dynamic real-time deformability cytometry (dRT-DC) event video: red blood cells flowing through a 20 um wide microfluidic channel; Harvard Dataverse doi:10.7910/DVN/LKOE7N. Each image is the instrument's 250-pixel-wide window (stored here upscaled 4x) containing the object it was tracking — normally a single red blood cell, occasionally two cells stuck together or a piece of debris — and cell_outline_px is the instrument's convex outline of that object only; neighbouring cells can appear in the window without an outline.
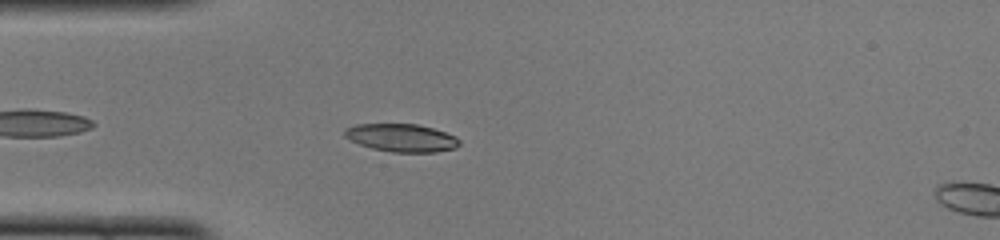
{"species": "common noctule bat (a hibernating species)", "species_latin": "Nyctalus noctula", "temperature_condition": "cold", "stored_images_in_passage": 40, "camera_frame_rate_fps": 3000, "um_per_image_px": 0.085, "animal": {"sex": "female", "body_mass_g": 22.0, "forearm_length_mm": 56.7}, "frame": {"image": 1, "passage_image": 5, "time_ms": 1.333, "image_size_px": [1000, 240], "cell_outline_px": [[460, 144], [456, 148], [436, 152], [392, 152], [372, 148], [360, 144], [344, 136], [344, 132], [348, 128], [356, 124], [416, 124], [432, 128], [456, 136], [460, 140]], "centroid_in_image_um": [34.17, 11.72], "position_along_channel_um": 50.8, "area_um2": 18.5}}
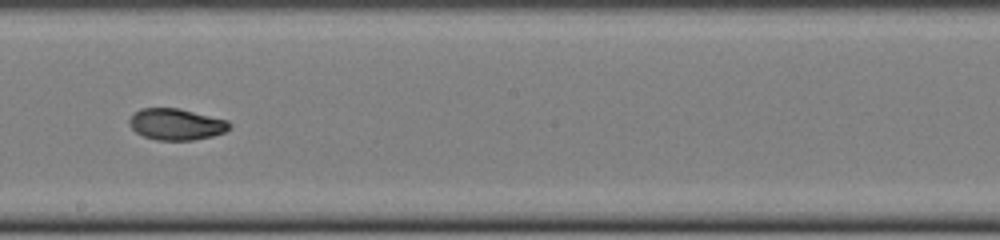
{"frame": {"image": 2, "passage_image": 19, "time_ms": 6.0, "image_size_px": [1000, 240], "cell_outline_px": [[232, 124], [224, 132], [212, 136], [192, 140], [156, 140], [144, 136], [136, 132], [128, 124], [128, 120], [140, 108], [176, 108], [228, 120]], "centroid_in_image_um": [14.96, 10.57], "position_along_channel_um": 233.2, "area_um2": 18.15}}
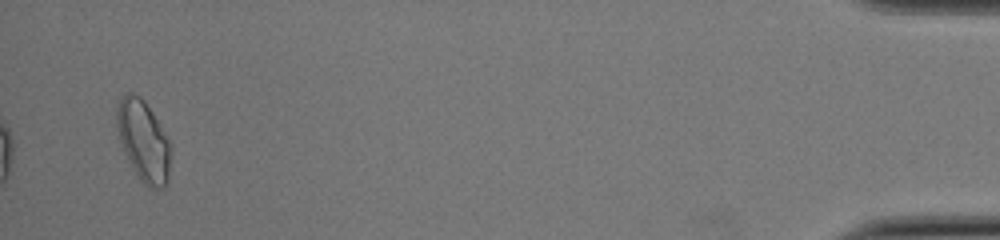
{"frame": {"image": 3, "passage_image": 39, "time_ms": 12.667, "image_size_px": [1000, 240], "cell_outline_px": [[172, 148], [168, 184], [164, 188], [156, 192], [148, 188], [140, 180], [132, 168], [124, 152], [120, 140], [116, 124], [116, 108], [120, 96], [128, 92], [132, 92], [140, 96], [144, 100], [152, 112], [168, 140]], "centroid_in_image_um": [12.2, 12.03], "position_along_channel_um": 423.0, "area_um2": 25.95}, "authors_computed_cell_mechanics": {"area_um2": 18.8139, "velocity_mm_per_s": 4.0904, "shape_relaxation_time_tau1_ms": 4.4763, "shape_relaxation_time_tau2_ms": 2.5876, "deformation_change_tau1": 0.1447, "deformation_change_tau2": 0.0618}}